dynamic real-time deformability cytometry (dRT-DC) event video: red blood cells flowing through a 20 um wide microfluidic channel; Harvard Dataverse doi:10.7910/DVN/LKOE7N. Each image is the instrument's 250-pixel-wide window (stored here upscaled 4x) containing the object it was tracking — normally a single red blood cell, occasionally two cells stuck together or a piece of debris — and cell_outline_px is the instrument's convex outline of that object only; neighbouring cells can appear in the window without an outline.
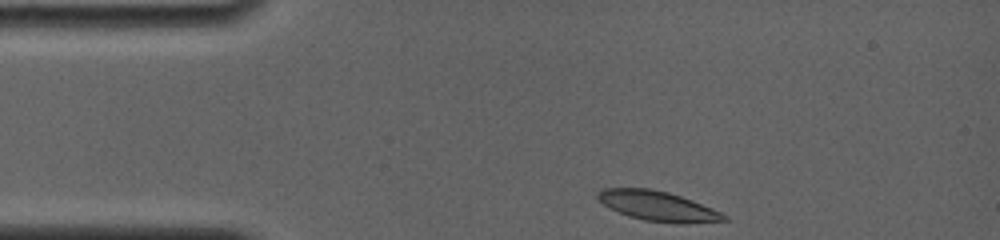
{"species": "common noctule bat (a hibernating species)", "species_latin": "Nyctalus noctula", "temperature_condition": "room temperature", "stored_images_in_passage": 6, "camera_frame_rate_fps": 4000, "um_per_image_px": 0.085, "animal": {"sex": "female", "body_mass_g": 19.0, "forearm_length_mm": 56.7}, "frame": {"image": 1, "passage_image": 1, "time_ms": 0.0, "image_size_px": [1000, 240], "cell_outline_px": [[728, 220], [684, 224], [680, 224], [644, 220], [628, 216], [596, 200], [596, 192], [604, 188], [652, 188], [668, 192], [692, 200], [712, 208], [728, 216]], "centroid_in_image_um": [55.91, 17.51], "position_along_channel_um": 29.1, "area_um2": 21.96}}
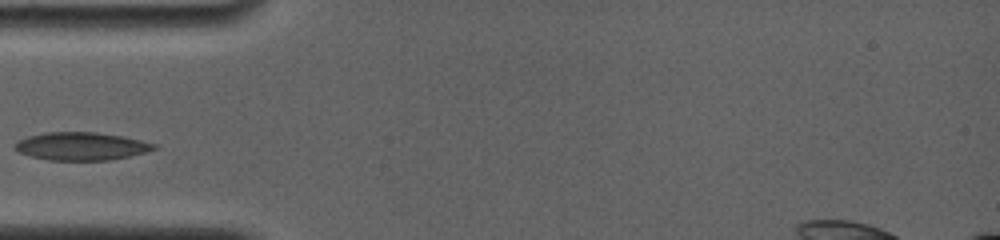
{"frame": {"image": 2, "passage_image": 5, "time_ms": 2.5, "image_size_px": [1000, 240], "cell_outline_px": [[156, 148], [144, 152], [128, 156], [108, 160], [48, 160], [32, 156], [20, 152], [12, 148], [20, 140], [28, 136], [44, 132], [96, 132], [124, 136], [156, 144]], "centroid_in_image_um": [6.89, 12.42], "position_along_channel_um": 78.1, "area_um2": 22.43}}